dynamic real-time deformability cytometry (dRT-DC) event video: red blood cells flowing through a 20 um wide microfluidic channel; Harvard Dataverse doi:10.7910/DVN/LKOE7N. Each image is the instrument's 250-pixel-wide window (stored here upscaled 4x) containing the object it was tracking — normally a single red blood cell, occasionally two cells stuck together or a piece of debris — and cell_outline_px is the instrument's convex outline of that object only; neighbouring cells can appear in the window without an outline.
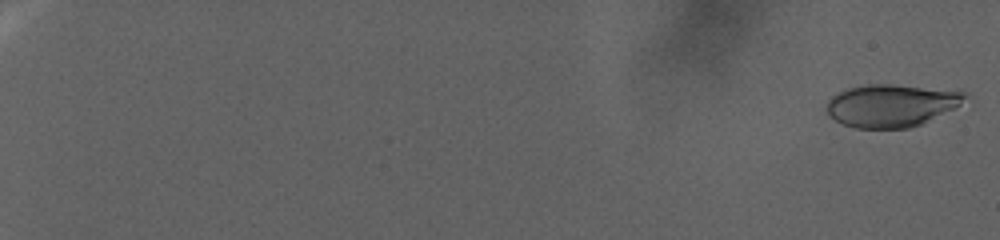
{"species": "human", "species_latin": "Homo sapiens", "temperature_condition": "warm", "stored_images_in_passage": 113, "camera_frame_rate_fps": 3000, "um_per_image_px": 0.085, "donor": {"sex": "female"}, "frame": {"image": 1, "passage_image": 2, "time_ms": 0.333, "image_size_px": [1000, 240], "cell_outline_px": [[968, 96], [960, 104], [920, 124], [908, 128], [856, 128], [844, 124], [828, 116], [828, 100], [832, 96], [848, 88], [868, 84], [892, 84], [968, 92]], "centroid_in_image_um": [75.74, 8.96], "position_along_channel_um": 9.3, "area_um2": 33.76}}
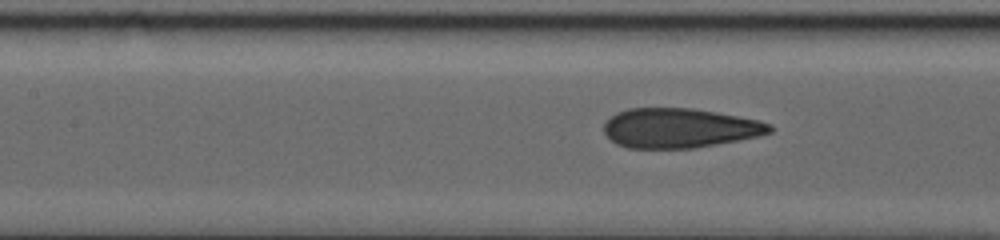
{"frame": {"image": 2, "passage_image": 62, "time_ms": 20.333, "image_size_px": [1000, 240], "cell_outline_px": [[772, 132], [760, 136], [740, 140], [696, 148], [628, 148], [616, 144], [604, 132], [604, 124], [616, 112], [628, 108], [692, 108], [716, 112], [756, 120], [772, 124]], "centroid_in_image_um": [57.77, 10.89], "position_along_channel_um": 149.6, "area_um2": 38.26}}
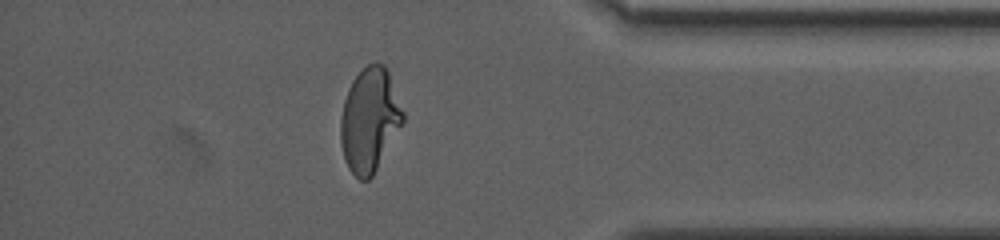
{"frame": {"image": 3, "passage_image": 102, "time_ms": 33.667, "image_size_px": [1000, 240], "cell_outline_px": [[404, 124], [372, 176], [368, 180], [360, 180], [348, 168], [344, 160], [340, 144], [340, 120], [344, 100], [348, 88], [352, 80], [368, 64], [376, 60], [384, 64], [388, 72], [404, 112]], "centroid_in_image_um": [31.42, 10.2], "position_along_channel_um": 403.8, "area_um2": 38.03}}